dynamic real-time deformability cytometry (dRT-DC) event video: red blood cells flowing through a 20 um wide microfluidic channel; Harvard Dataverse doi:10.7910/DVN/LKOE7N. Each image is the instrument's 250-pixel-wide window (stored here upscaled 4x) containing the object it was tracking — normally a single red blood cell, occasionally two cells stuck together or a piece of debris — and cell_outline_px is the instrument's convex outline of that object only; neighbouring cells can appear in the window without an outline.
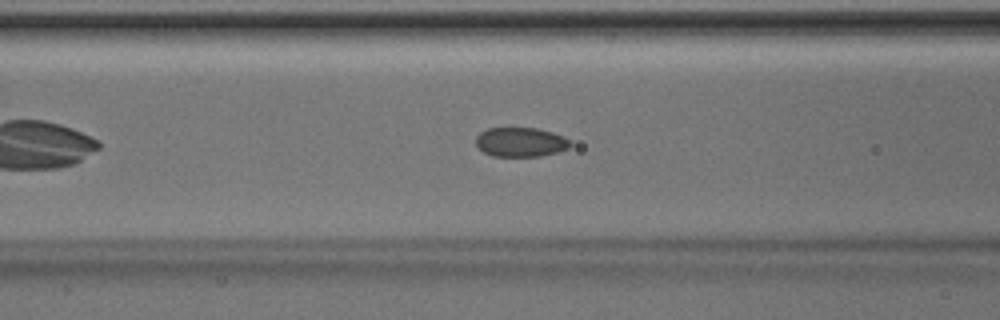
{"species": "Egyptian fruit bat (a non-hibernating species)", "species_latin": "Rousettus aegyptiacus", "temperature_condition": "room temperature", "stored_images_in_passage": 35, "camera_frame_rate_fps": 3000, "um_per_image_px": 0.085, "animal": {"sex": "male"}, "frame": {"image": 1, "passage_image": 11, "time_ms": 3.333, "image_size_px": [1000, 320], "cell_outline_px": [[572, 144], [568, 148], [556, 152], [540, 156], [492, 156], [484, 152], [476, 144], [476, 136], [480, 132], [488, 128], [536, 128], [552, 132], [564, 136]], "centroid_in_image_um": [44.24, 12.07], "position_along_channel_um": 122.4, "area_um2": 16.07}}
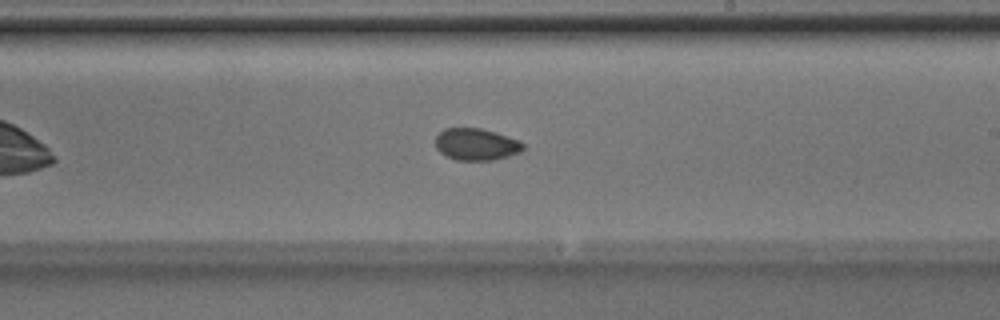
{"frame": {"image": 2, "passage_image": 20, "time_ms": 6.333, "image_size_px": [1000, 320], "cell_outline_px": [[524, 148], [520, 152], [492, 160], [456, 160], [444, 156], [436, 148], [436, 136], [444, 128], [480, 128], [496, 132], [520, 140], [524, 144]], "centroid_in_image_um": [40.47, 12.26], "position_along_channel_um": 248.5, "area_um2": 16.36}}
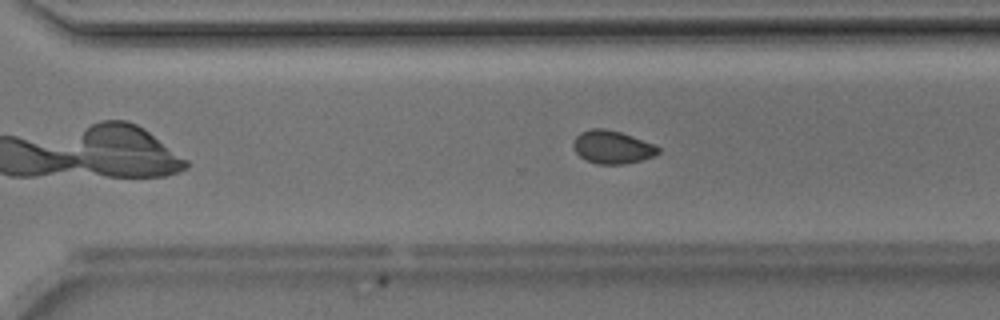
{"frame": {"image": 3, "passage_image": 25, "time_ms": 8.0, "image_size_px": [1000, 320], "cell_outline_px": [[660, 152], [652, 156], [640, 160], [624, 164], [596, 164], [584, 160], [576, 152], [572, 144], [576, 136], [580, 132], [592, 128], [604, 128], [620, 132], [632, 136], [652, 144], [660, 148]], "centroid_in_image_um": [52.0, 12.5], "position_along_channel_um": 318.6, "area_um2": 16.24}, "authors_computed_cell_mechanics": {"area_um2": 16.7042, "velocity_mm_per_s": 4.2158, "shape_relaxation_time_tau1_ms": 2.6938, "shape_relaxation_time_tau2_ms": 2.5868, "deformation_change_tau1": 0.0652, "deformation_change_tau2": 0.0493}}